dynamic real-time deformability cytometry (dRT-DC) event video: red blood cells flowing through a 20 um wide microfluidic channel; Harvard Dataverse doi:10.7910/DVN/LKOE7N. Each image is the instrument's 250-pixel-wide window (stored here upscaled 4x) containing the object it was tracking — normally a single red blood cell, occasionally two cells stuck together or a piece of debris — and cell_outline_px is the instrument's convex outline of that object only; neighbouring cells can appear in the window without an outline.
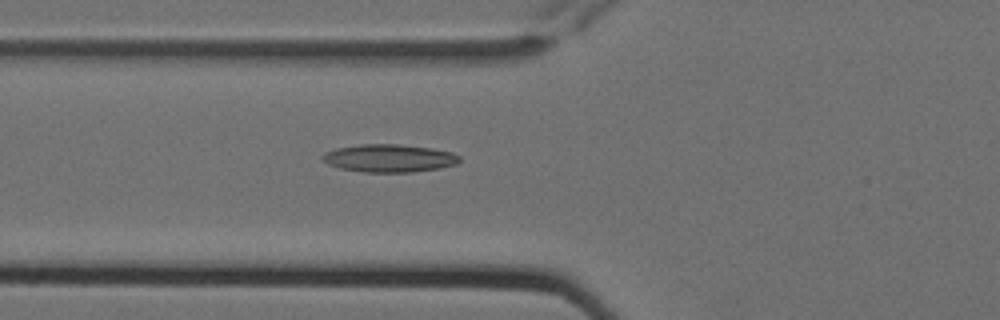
{"species": "Egyptian fruit bat (a non-hibernating species)", "species_latin": "Rousettus aegyptiacus", "temperature_condition": "cold", "stored_images_in_passage": 7, "camera_frame_rate_fps": 3000, "um_per_image_px": 0.085, "animal": {"sex": "female"}, "frame": {"image": 1, "passage_image": 7, "time_ms": 2.0, "image_size_px": [1000, 320], "cell_outline_px": [[460, 160], [456, 164], [440, 168], [412, 172], [364, 172], [340, 168], [328, 164], [320, 156], [324, 152], [336, 148], [360, 144], [396, 144], [432, 148], [452, 152], [460, 156]], "centroid_in_image_um": [33.08, 13.44], "position_along_channel_um": 92.7, "area_um2": 22.25}}